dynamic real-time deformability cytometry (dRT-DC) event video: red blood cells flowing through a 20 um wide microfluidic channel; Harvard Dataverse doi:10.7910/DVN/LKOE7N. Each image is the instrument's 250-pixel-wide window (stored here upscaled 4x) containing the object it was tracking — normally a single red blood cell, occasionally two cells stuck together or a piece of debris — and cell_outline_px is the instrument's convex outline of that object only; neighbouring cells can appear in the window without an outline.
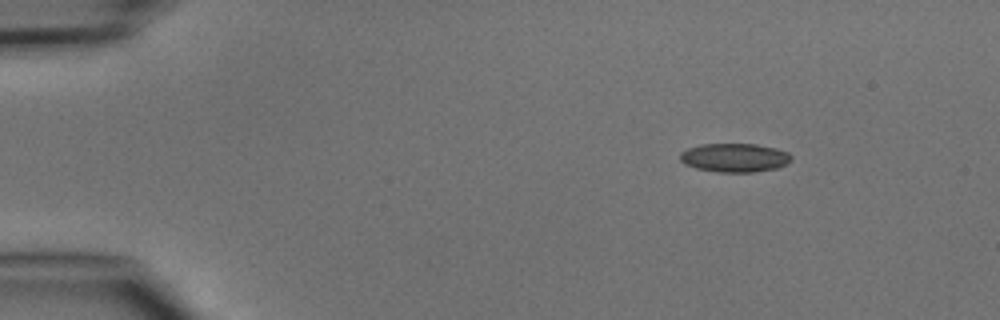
{"species": "common noctule bat (a hibernating species)", "species_latin": "Nyctalus noctula", "temperature_condition": "cold", "stored_images_in_passage": 4, "segment_of_instrument_passage": [2, 2], "camera_frame_rate_fps": 3000, "um_per_image_px": 0.085, "animal": {"sex": "male", "body_mass_g": 15.6}, "frame": {"image": 1, "passage_image": 4, "time_ms": 4.333, "image_size_px": [1000, 320], "cell_outline_px": [[792, 160], [776, 168], [752, 172], [716, 172], [696, 168], [684, 164], [680, 160], [680, 152], [688, 148], [700, 144], [756, 144], [776, 148], [788, 152], [792, 156]], "centroid_in_image_um": [62.42, 13.4], "position_along_channel_um": 22.6, "area_um2": 18.67}}